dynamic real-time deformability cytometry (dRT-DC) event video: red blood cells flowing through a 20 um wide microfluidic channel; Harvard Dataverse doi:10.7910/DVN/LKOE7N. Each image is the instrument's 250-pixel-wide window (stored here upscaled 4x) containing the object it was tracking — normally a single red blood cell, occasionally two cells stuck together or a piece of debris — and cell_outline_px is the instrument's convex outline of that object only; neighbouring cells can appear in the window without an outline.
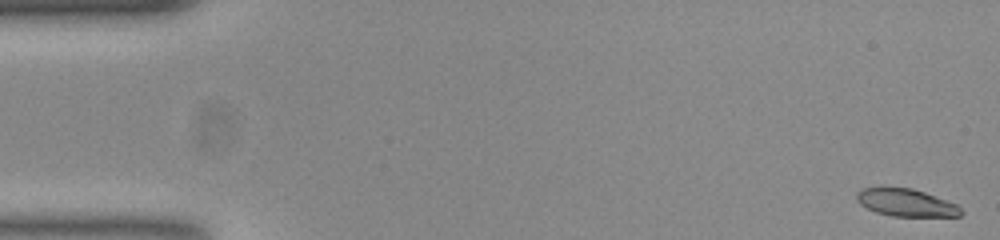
{"species": "common noctule bat (a hibernating species)", "species_latin": "Nyctalus noctula", "temperature_condition": "room temperature", "stored_images_in_passage": 54, "camera_frame_rate_fps": 3000, "um_per_image_px": 0.085, "animal": {"sex": "female", "body_mass_g": 23.0, "forearm_length_mm": 53.4}, "frame": {"image": 1, "passage_image": 1, "time_ms": 0.0, "image_size_px": [1000, 240], "cell_outline_px": [[964, 212], [960, 216], [892, 216], [876, 212], [860, 204], [856, 200], [856, 192], [860, 188], [880, 184], [884, 184], [912, 188], [924, 192], [956, 204]], "centroid_in_image_um": [76.91, 17.16], "position_along_channel_um": 8.1, "area_um2": 17.34}}
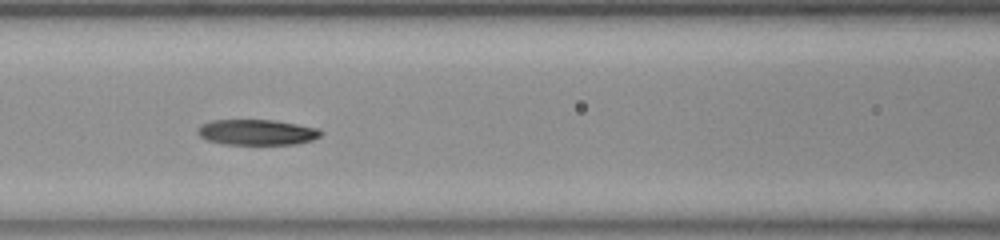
{"frame": {"image": 2, "passage_image": 23, "time_ms": 7.333, "image_size_px": [1000, 240], "cell_outline_px": [[324, 132], [320, 136], [312, 140], [296, 144], [224, 144], [208, 140], [200, 136], [196, 132], [196, 128], [200, 124], [212, 120], [276, 120], [320, 128]], "centroid_in_image_um": [21.85, 11.23], "position_along_channel_um": 144.8, "area_um2": 18.55}}
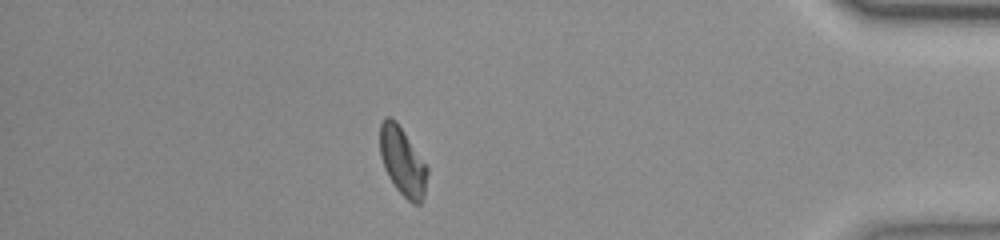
{"frame": {"image": 3, "passage_image": 47, "time_ms": 15.333, "image_size_px": [1000, 240], "cell_outline_px": [[428, 172], [424, 196], [420, 204], [412, 204], [396, 188], [388, 176], [384, 168], [380, 156], [380, 124], [384, 116], [392, 116], [396, 120], [428, 168]], "centroid_in_image_um": [34.2, 13.71], "position_along_channel_um": 401.0, "area_um2": 18.84}, "authors_computed_cell_mechanics": {"area_um2": 18.8428, "velocity_mm_per_s": 3.7603, "shape_relaxation_time_tau1_ms": 6.8277, "shape_relaxation_time_tau2_ms": null, "deformation_change_tau1": 0.191, "deformation_change_tau2": null}}